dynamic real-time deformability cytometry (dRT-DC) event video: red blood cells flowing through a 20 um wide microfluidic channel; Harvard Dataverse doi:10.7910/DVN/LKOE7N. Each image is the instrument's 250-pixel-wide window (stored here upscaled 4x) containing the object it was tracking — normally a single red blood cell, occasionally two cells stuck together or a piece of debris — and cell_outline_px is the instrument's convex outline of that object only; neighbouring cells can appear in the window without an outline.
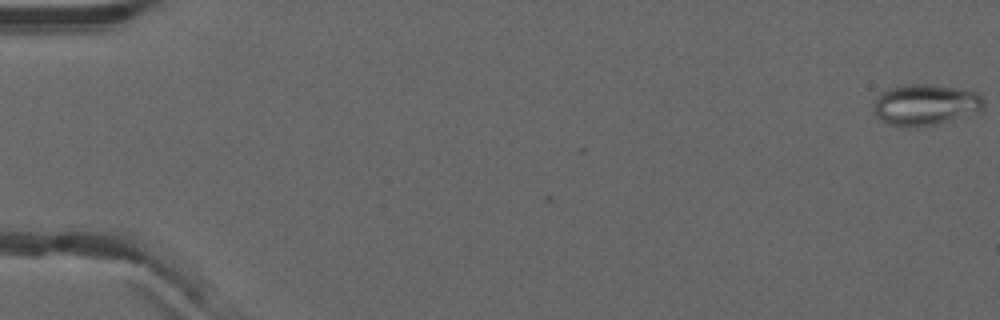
{"species": "common noctule bat (a hibernating species)", "species_latin": "Nyctalus noctula", "temperature_condition": "warm", "stored_images_in_passage": 4, "camera_frame_rate_fps": 3000, "um_per_image_px": 0.085, "animal": {"sex": "male", "forearm_length_mm": 52.5}, "frame": {"image": 1, "passage_image": 4, "time_ms": 1.0, "image_size_px": [1000, 320], "cell_outline_px": [[984, 104], [980, 108], [952, 120], [936, 124], [892, 124], [884, 120], [876, 112], [872, 104], [888, 88], [904, 84], [928, 84], [976, 92], [984, 100]], "centroid_in_image_um": [78.65, 8.85], "position_along_channel_um": 6.3, "area_um2": 24.85}}